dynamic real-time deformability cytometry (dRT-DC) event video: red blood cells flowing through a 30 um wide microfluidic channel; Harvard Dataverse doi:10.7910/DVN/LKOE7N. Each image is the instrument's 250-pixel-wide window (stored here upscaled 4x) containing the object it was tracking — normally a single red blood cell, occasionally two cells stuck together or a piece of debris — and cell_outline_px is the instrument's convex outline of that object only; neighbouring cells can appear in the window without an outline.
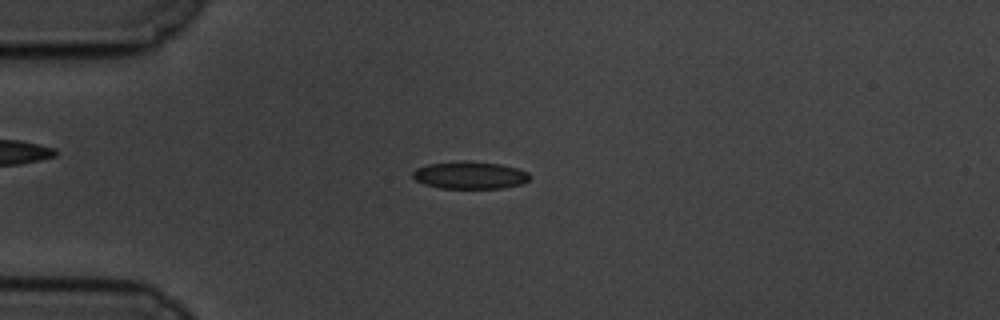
{"species": "common noctule bat (a hibernating species)", "species_latin": "Nyctalus noctula", "temperature_condition": "cold", "stored_images_in_passage": 58, "camera_frame_rate_fps": 3000, "um_per_image_px": 0.085, "animal": {"sex": "male", "body_mass_g": 19.5, "forearm_length_mm": 54.6}, "frame": {"image": 1, "passage_image": 15, "time_ms": 4.667, "image_size_px": [1000, 320], "cell_outline_px": [[532, 176], [524, 184], [504, 188], [440, 188], [424, 184], [416, 180], [412, 176], [412, 172], [416, 168], [428, 164], [460, 160], [464, 160], [500, 164], [516, 168], [528, 172]], "centroid_in_image_um": [39.95, 14.89], "position_along_channel_um": 45.0, "area_um2": 18.9}}
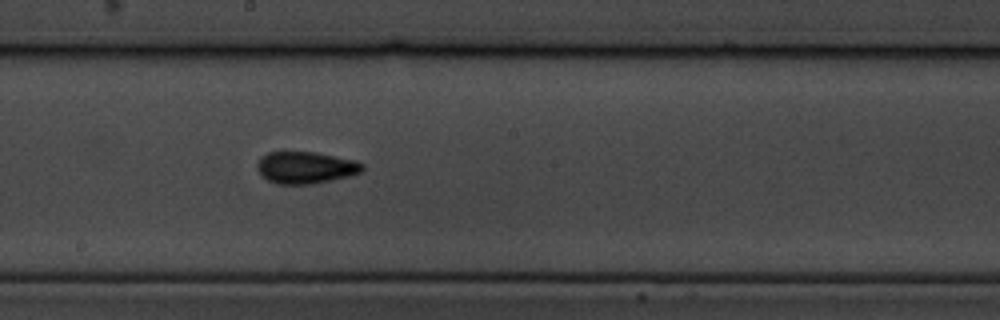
{"frame": {"image": 2, "passage_image": 32, "time_ms": 10.333, "image_size_px": [1000, 320], "cell_outline_px": [[364, 168], [360, 172], [348, 176], [312, 184], [276, 184], [260, 176], [256, 168], [256, 164], [260, 156], [268, 152], [316, 152], [356, 160], [364, 164]], "centroid_in_image_um": [25.93, 14.24], "position_along_channel_um": 222.3, "area_um2": 19.77}}
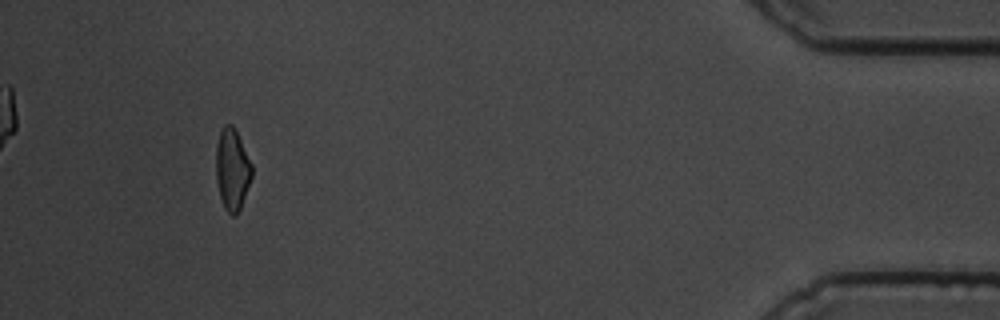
{"frame": {"image": 3, "passage_image": 54, "time_ms": 17.667, "image_size_px": [1000, 320], "cell_outline_px": [[252, 176], [240, 208], [236, 216], [232, 216], [224, 208], [220, 196], [216, 180], [216, 144], [220, 132], [224, 124], [232, 124], [236, 128], [252, 164]], "centroid_in_image_um": [19.73, 14.36], "position_along_channel_um": 415.5, "area_um2": 17.17}, "authors_computed_cell_mechanics": {"area_um2": 18.2359, "velocity_mm_per_s": 3.4865, "shape_relaxation_time_tau1_ms": 3.217, "shape_relaxation_time_tau2_ms": 2.9969, "deformation_change_tau1": 0.0891, "deformation_change_tau2": 0.0725}}